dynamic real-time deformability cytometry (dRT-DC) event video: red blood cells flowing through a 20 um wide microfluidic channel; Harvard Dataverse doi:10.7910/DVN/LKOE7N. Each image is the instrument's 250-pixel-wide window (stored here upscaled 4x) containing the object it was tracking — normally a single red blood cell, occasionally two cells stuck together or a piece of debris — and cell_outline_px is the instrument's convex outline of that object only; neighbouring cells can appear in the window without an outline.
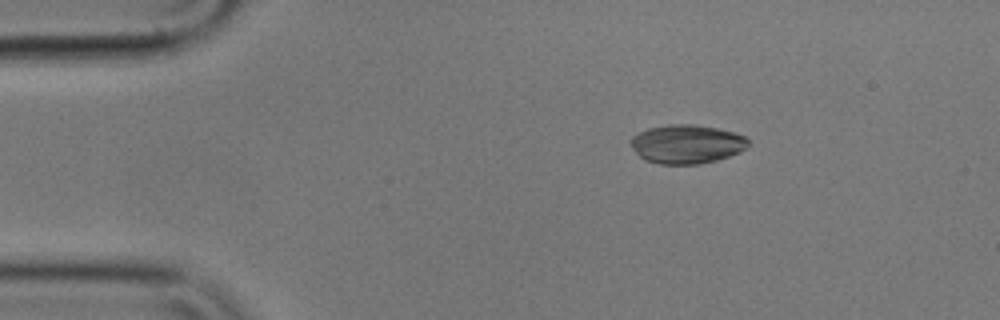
{"species": "common noctule bat (a hibernating species)", "species_latin": "Nyctalus noctula", "temperature_condition": "cold", "stored_images_in_passage": 3, "camera_frame_rate_fps": 3000, "um_per_image_px": 0.085, "animal": {"sex": "male", "body_mass_g": 17.9}, "frame": {"image": 1, "passage_image": 1, "time_ms": 0.0, "image_size_px": [1000, 320], "cell_outline_px": [[748, 144], [740, 152], [716, 160], [700, 164], [660, 164], [644, 160], [632, 148], [628, 140], [632, 136], [648, 128], [668, 124], [696, 124], [720, 128], [736, 132], [744, 136], [748, 140]], "centroid_in_image_um": [58.35, 12.23], "position_along_channel_um": 26.6, "area_um2": 26.82}}